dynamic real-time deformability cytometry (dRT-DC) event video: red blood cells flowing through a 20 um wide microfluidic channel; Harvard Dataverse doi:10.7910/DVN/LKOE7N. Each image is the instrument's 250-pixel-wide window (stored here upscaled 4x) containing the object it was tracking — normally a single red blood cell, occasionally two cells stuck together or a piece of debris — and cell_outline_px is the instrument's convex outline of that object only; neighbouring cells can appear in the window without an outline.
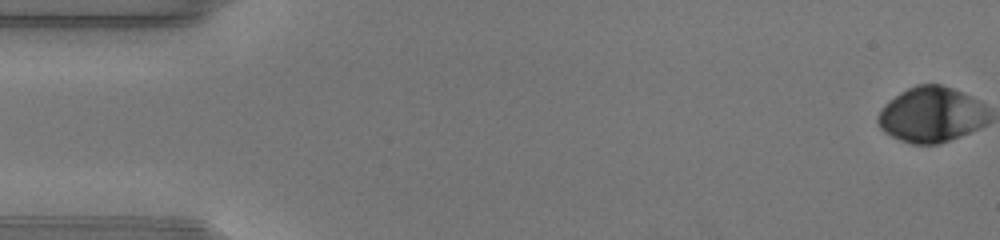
{"species": "human", "species_latin": "Homo sapiens", "temperature_condition": "warm", "stored_images_in_passage": 49, "camera_frame_rate_fps": 3000, "um_per_image_px": 0.085, "donor": {"sex": "male"}, "frame": {"image": 1, "passage_image": 1, "time_ms": 0.0, "image_size_px": [1000, 240], "cell_outline_px": [[972, 128], [956, 136], [944, 140], [928, 144], [920, 144], [904, 140], [888, 132], [880, 124], [880, 112], [896, 96], [912, 88], [924, 84], [936, 84], [948, 88], [956, 92]], "centroid_in_image_um": [78.66, 9.77], "position_along_channel_um": 6.3, "area_um2": 28.73}}
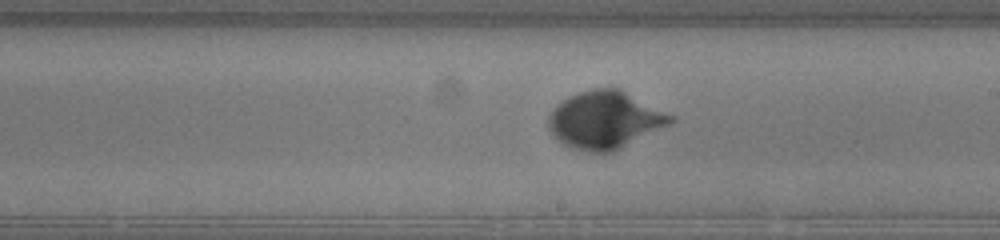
{"frame": {"image": 2, "passage_image": 28, "time_ms": 9.0, "image_size_px": [1000, 240], "cell_outline_px": [[668, 120], [612, 148], [592, 148], [576, 144], [560, 136], [556, 132], [552, 124], [552, 116], [556, 108], [560, 104], [576, 96], [588, 92], [620, 92], [668, 116]], "centroid_in_image_um": [51.34, 10.14], "position_along_channel_um": 237.7, "area_um2": 32.89}}
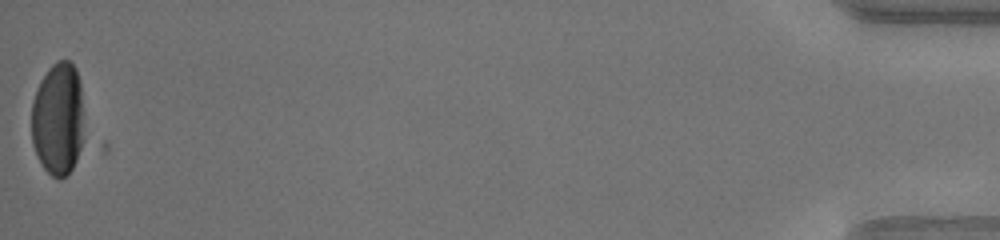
{"frame": {"image": 3, "passage_image": 49, "time_ms": 16.0, "image_size_px": [1000, 240], "cell_outline_px": [[80, 144], [72, 168], [64, 176], [52, 176], [44, 168], [36, 152], [32, 140], [32, 104], [36, 92], [44, 76], [60, 60], [68, 60], [72, 64], [76, 72], [80, 88]], "centroid_in_image_um": [4.88, 10.12], "position_along_channel_um": 430.3, "area_um2": 32.54}}